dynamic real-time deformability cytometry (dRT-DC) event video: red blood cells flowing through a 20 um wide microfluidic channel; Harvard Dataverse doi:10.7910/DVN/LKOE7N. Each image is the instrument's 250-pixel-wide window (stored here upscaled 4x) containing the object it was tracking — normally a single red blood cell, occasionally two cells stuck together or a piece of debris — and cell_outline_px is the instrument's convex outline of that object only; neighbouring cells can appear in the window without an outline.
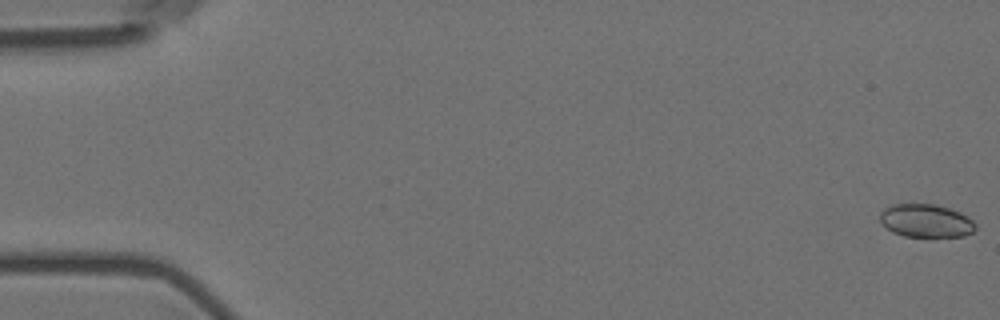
{"species": "Egyptian fruit bat (a non-hibernating species)", "species_latin": "Rousettus aegyptiacus", "temperature_condition": "room temperature", "stored_images_in_passage": 6, "camera_frame_rate_fps": 3000, "um_per_image_px": 0.085, "animal": {"sex": "female"}, "frame": {"image": 1, "passage_image": 1, "time_ms": 0.0, "image_size_px": [1000, 320], "cell_outline_px": [[976, 228], [972, 232], [964, 236], [904, 236], [892, 232], [880, 220], [880, 212], [884, 208], [892, 204], [936, 204], [960, 212], [972, 220], [976, 224]], "centroid_in_image_um": [78.7, 18.75], "position_along_channel_um": 6.3, "area_um2": 18.32}}